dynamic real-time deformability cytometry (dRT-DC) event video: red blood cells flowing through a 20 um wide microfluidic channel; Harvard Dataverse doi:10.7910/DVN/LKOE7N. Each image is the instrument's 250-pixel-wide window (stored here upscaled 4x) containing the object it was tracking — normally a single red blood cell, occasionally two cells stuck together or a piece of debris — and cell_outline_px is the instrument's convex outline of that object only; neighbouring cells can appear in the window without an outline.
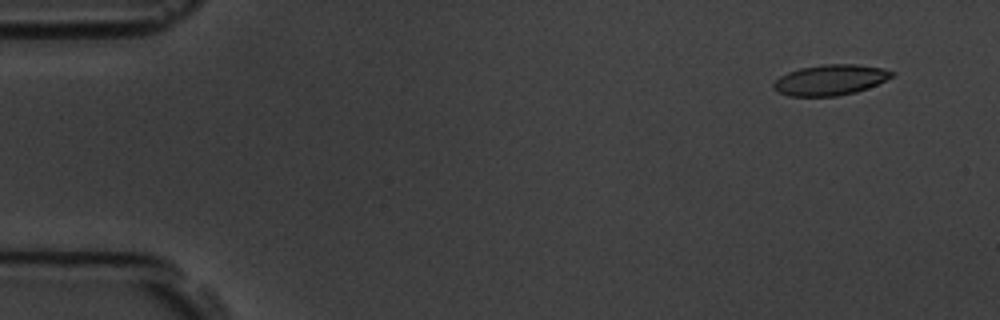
{"species": "common noctule bat (a hibernating species)", "species_latin": "Nyctalus noctula", "temperature_condition": "room temperature", "stored_images_in_passage": 3, "camera_frame_rate_fps": 3000, "um_per_image_px": 0.085, "animal": {"sex": "male", "body_mass_g": 19.5, "forearm_length_mm": 54.6}, "frame": {"image": 1, "passage_image": 1, "time_ms": 0.0, "image_size_px": [1000, 320], "cell_outline_px": [[896, 72], [892, 76], [868, 88], [856, 92], [836, 96], [788, 96], [776, 92], [772, 88], [772, 84], [780, 76], [788, 72], [800, 68], [824, 64], [856, 64], [884, 68]], "centroid_in_image_um": [70.54, 6.79], "position_along_channel_um": 14.5, "area_um2": 21.15}}